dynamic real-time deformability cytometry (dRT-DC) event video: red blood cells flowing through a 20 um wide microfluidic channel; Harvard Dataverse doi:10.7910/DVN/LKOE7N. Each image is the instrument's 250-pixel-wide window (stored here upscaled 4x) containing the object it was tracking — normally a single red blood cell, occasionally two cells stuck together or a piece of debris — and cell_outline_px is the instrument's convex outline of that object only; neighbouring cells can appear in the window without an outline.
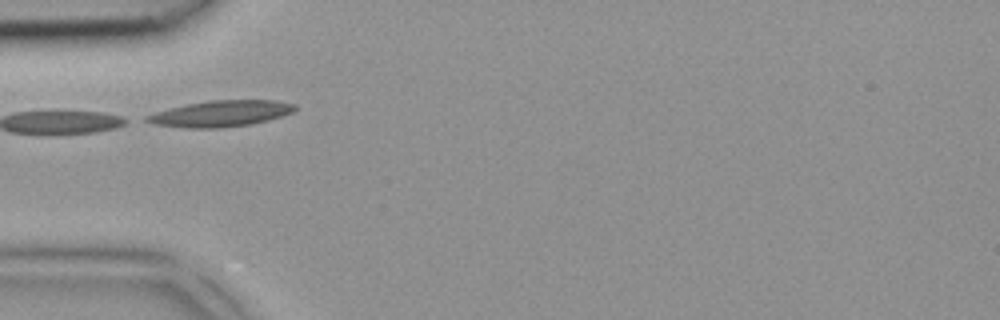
{"species": "common noctule bat (a hibernating species)", "species_latin": "Nyctalus noctula", "temperature_condition": "room temperature", "stored_images_in_passage": 1, "camera_frame_rate_fps": 3000, "um_per_image_px": 0.085, "animal": {"sex": "female", "body_mass_g": 18.4}, "frame": {"image": 1, "passage_image": 1, "time_ms": 0.0, "image_size_px": [1000, 320], "cell_outline_px": [[296, 108], [292, 112], [268, 120], [252, 124], [220, 128], [184, 128], [152, 124], [144, 120], [144, 116], [156, 112], [188, 104], [212, 100], [276, 100], [296, 104]], "centroid_in_image_um": [18.76, 9.66], "position_along_channel_um": 66.2, "area_um2": 22.48}}